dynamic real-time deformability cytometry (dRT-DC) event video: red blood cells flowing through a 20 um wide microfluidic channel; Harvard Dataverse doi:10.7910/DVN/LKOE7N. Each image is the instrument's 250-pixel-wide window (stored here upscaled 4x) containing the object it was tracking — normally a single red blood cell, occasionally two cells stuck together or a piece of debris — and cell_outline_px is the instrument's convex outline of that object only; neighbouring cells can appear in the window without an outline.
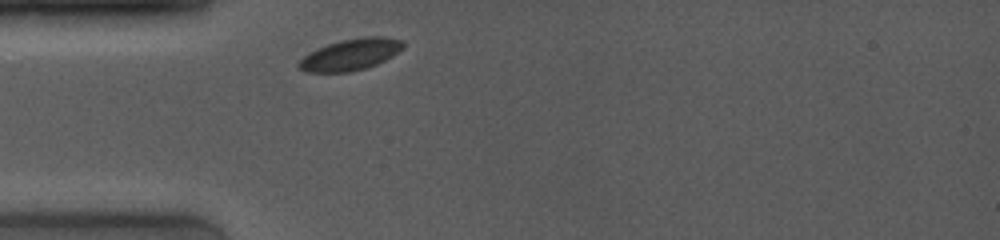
{"species": "common noctule bat (a hibernating species)", "species_latin": "Nyctalus noctula", "temperature_condition": "room temperature", "stored_images_in_passage": 2, "camera_frame_rate_fps": 4000, "um_per_image_px": 0.085, "animal": {"sex": "female", "body_mass_g": 19.0, "forearm_length_mm": 53.3}, "frame": {"image": 1, "passage_image": 1, "time_ms": 0.0, "image_size_px": [1000, 240], "cell_outline_px": [[404, 44], [392, 56], [376, 64], [352, 72], [304, 72], [296, 64], [304, 56], [328, 44], [340, 40], [364, 36], [380, 36], [400, 40]], "centroid_in_image_um": [29.76, 4.64], "position_along_channel_um": 55.2, "area_um2": 18.73}}